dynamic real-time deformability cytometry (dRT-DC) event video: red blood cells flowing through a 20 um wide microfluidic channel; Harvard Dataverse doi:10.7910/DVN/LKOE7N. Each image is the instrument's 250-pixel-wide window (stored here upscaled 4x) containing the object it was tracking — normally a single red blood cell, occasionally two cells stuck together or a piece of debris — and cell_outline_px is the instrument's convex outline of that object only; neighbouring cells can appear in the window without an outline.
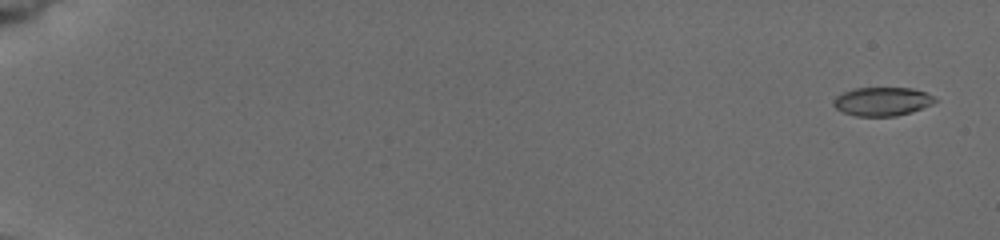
{"species": "common noctule bat (a hibernating species)", "species_latin": "Nyctalus noctula", "temperature_condition": "cold", "stored_images_in_passage": 13, "camera_frame_rate_fps": 3000, "um_per_image_px": 0.085, "animal": {"sex": "female", "body_mass_g": 19.5, "forearm_length_mm": 54.1}, "frame": {"image": 1, "passage_image": 2, "time_ms": 0.667, "image_size_px": [1000, 240], "cell_outline_px": [[940, 100], [932, 104], [912, 112], [896, 116], [856, 116], [840, 112], [832, 104], [832, 100], [836, 96], [852, 88], [912, 88], [936, 96]], "centroid_in_image_um": [74.99, 8.63], "position_along_channel_um": 10.0, "area_um2": 17.22}}
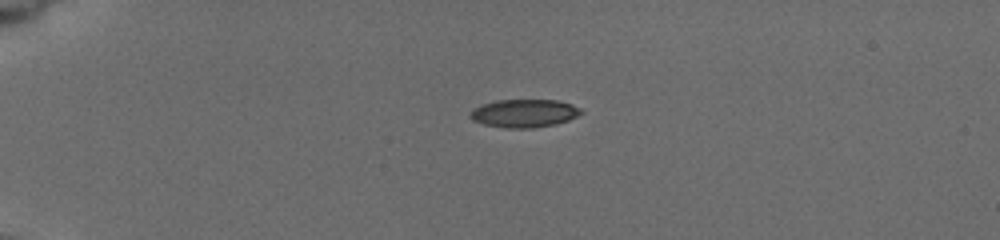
{"frame": {"image": 2, "passage_image": 8, "time_ms": 5.0, "image_size_px": [1000, 240], "cell_outline_px": [[584, 112], [568, 120], [556, 124], [532, 128], [508, 128], [484, 124], [472, 120], [468, 116], [468, 112], [472, 108], [480, 104], [496, 100], [556, 100], [572, 104], [580, 108]], "centroid_in_image_um": [44.51, 9.62], "position_along_channel_um": 40.5, "area_um2": 18.32}}
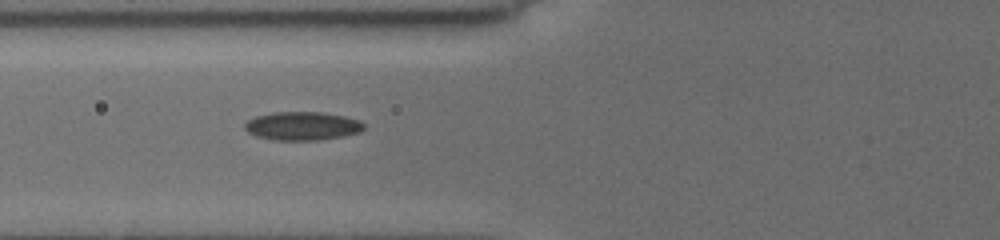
{"frame": {"image": 3, "passage_image": 13, "time_ms": 8.0, "image_size_px": [1000, 240], "cell_outline_px": [[364, 128], [360, 132], [340, 136], [316, 140], [276, 140], [256, 136], [248, 132], [244, 128], [244, 124], [248, 120], [256, 116], [272, 112], [324, 112], [344, 116], [360, 120], [364, 124]], "centroid_in_image_um": [25.69, 10.7], "position_along_channel_um": 100.1, "area_um2": 19.71}}